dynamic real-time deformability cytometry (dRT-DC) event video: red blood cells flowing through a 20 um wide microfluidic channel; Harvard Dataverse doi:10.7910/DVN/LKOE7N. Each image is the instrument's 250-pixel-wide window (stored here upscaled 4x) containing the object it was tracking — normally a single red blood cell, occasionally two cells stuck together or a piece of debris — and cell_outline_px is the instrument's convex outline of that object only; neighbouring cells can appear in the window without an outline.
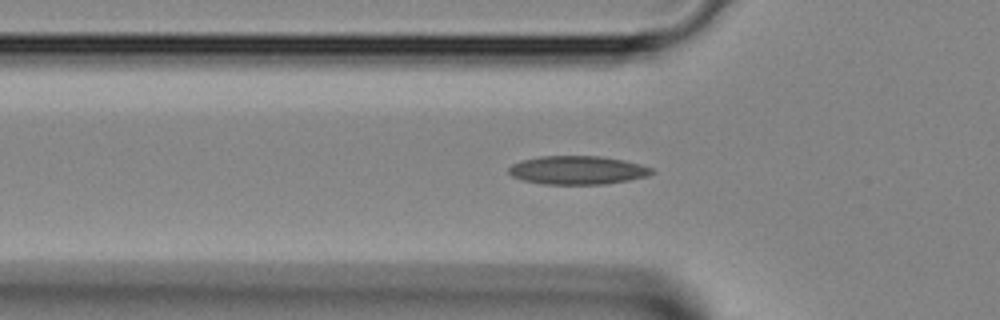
{"species": "Egyptian fruit bat (a non-hibernating species)", "species_latin": "Rousettus aegyptiacus", "temperature_condition": "room temperature", "stored_images_in_passage": 32, "segment_of_instrument_passage": [1, 2], "camera_frame_rate_fps": 3000, "um_per_image_px": 0.085, "animal": {"sex": "female"}, "frame": {"image": 1, "passage_image": 2, "time_ms": 0.333, "image_size_px": [1000, 320], "cell_outline_px": [[656, 172], [648, 176], [628, 180], [604, 184], [544, 184], [524, 180], [512, 176], [508, 172], [508, 168], [512, 164], [520, 160], [540, 156], [600, 156], [624, 160], [640, 164], [652, 168]], "centroid_in_image_um": [49.09, 14.46], "position_along_channel_um": 76.7, "area_um2": 23.81}}
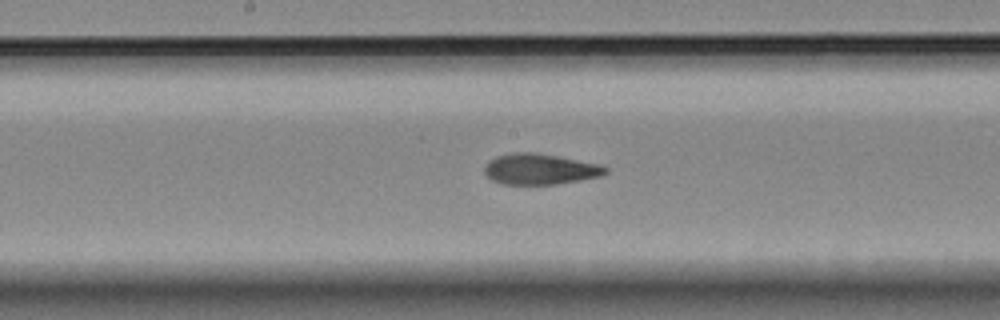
{"frame": {"image": 2, "passage_image": 10, "time_ms": 3.0, "image_size_px": [1000, 320], "cell_outline_px": [[608, 172], [600, 176], [580, 180], [556, 184], [500, 184], [492, 180], [484, 172], [484, 168], [488, 160], [496, 156], [512, 152], [536, 152], [596, 164], [608, 168]], "centroid_in_image_um": [45.84, 14.37], "position_along_channel_um": 202.4, "area_um2": 21.56}}
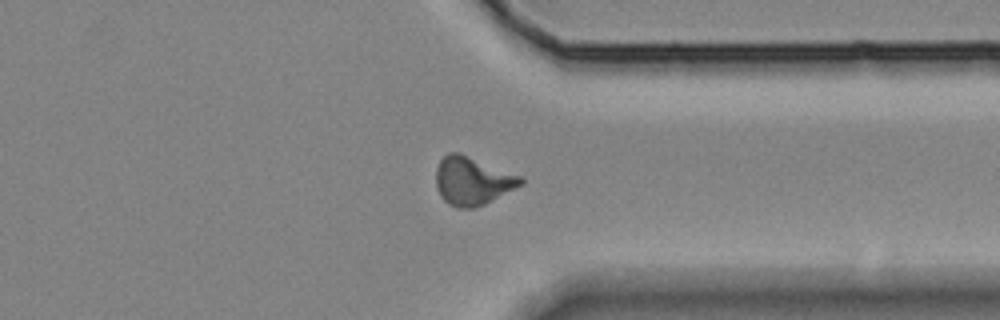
{"frame": {"image": 3, "passage_image": 21, "time_ms": 6.667, "image_size_px": [1000, 320], "cell_outline_px": [[524, 184], [476, 208], [456, 208], [448, 204], [440, 196], [436, 188], [436, 168], [440, 160], [448, 152], [460, 152], [520, 176], [524, 180]], "centroid_in_image_um": [40.13, 15.38], "position_along_channel_um": 371.3, "area_um2": 23.87}}